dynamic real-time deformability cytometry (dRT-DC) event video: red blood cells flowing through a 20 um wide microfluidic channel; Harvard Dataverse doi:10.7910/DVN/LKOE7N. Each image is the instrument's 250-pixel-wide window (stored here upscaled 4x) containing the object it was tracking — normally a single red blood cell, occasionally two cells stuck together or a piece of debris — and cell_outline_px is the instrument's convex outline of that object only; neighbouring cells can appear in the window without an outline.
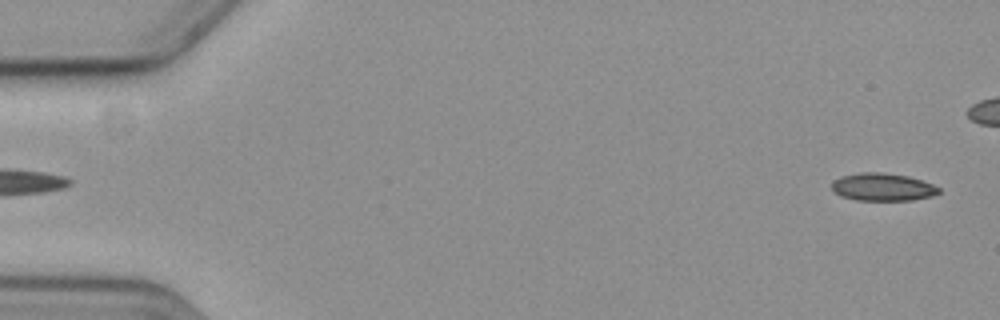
{"species": "common noctule bat (a hibernating species)", "species_latin": "Nyctalus noctula", "temperature_condition": "cold", "stored_images_in_passage": 50, "camera_frame_rate_fps": 3000, "um_per_image_px": 0.085, "animal": {"sex": "female", "body_mass_g": 19.3, "forearm_length_mm": 54.1}, "frame": {"image": 1, "passage_image": 2, "time_ms": 0.333, "image_size_px": [1000, 320], "cell_outline_px": [[940, 192], [932, 196], [912, 200], [856, 200], [840, 196], [832, 188], [832, 180], [840, 176], [864, 172], [880, 172], [908, 176], [932, 184], [940, 188]], "centroid_in_image_um": [75.01, 15.9], "position_along_channel_um": 10.0, "area_um2": 17.22}}
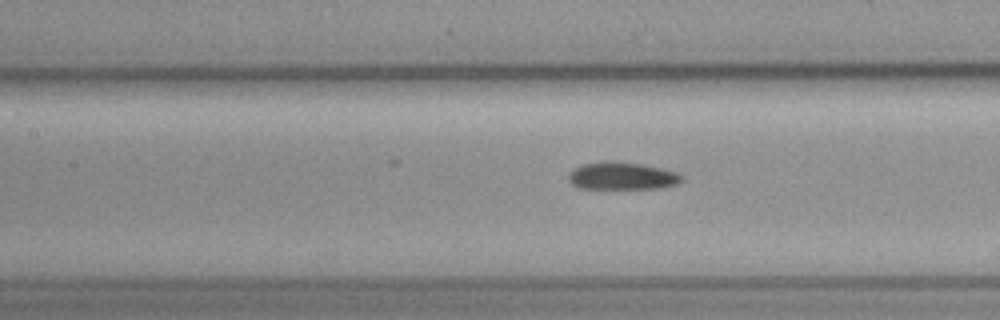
{"frame": {"image": 2, "passage_image": 26, "time_ms": 8.333, "image_size_px": [1000, 320], "cell_outline_px": [[684, 180], [676, 184], [660, 188], [580, 188], [572, 184], [568, 180], [568, 172], [584, 164], [604, 160], [644, 164], [680, 172], [684, 176]], "centroid_in_image_um": [52.92, 14.94], "position_along_channel_um": 154.5, "area_um2": 18.32}}
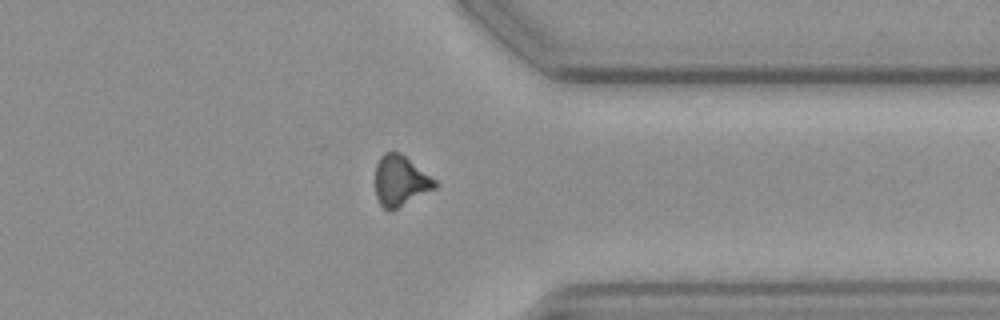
{"frame": {"image": 3, "passage_image": 45, "time_ms": 14.667, "image_size_px": [1000, 320], "cell_outline_px": [[440, 184], [436, 188], [392, 212], [388, 212], [380, 204], [376, 196], [376, 164], [380, 156], [384, 152], [400, 152], [436, 180]], "centroid_in_image_um": [34.05, 15.4], "position_along_channel_um": 377.4, "area_um2": 17.8}}